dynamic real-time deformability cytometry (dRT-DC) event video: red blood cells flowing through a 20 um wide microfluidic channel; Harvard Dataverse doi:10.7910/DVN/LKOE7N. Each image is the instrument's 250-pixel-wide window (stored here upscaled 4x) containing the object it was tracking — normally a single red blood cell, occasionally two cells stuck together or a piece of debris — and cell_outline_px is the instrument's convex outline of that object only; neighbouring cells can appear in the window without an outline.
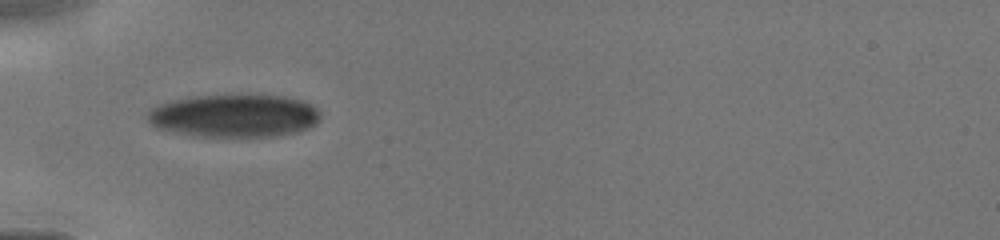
{"species": "human", "species_latin": "Homo sapiens", "temperature_condition": "cold", "stored_images_in_passage": 20, "camera_frame_rate_fps": 3000, "um_per_image_px": 0.085, "donor": {"sex": "male"}, "frame": {"image": 1, "passage_image": 1, "time_ms": 0.0, "image_size_px": [1000, 240], "cell_outline_px": [[320, 120], [316, 124], [308, 128], [296, 132], [276, 136], [196, 136], [156, 128], [144, 116], [152, 108], [160, 104], [172, 100], [192, 96], [284, 96], [300, 100], [312, 104], [320, 112]], "centroid_in_image_um": [19.92, 9.85], "position_along_channel_um": 65.1, "area_um2": 42.95}}
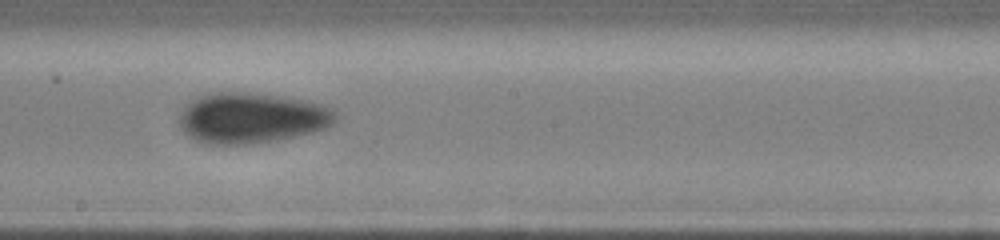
{"frame": {"image": 2, "passage_image": 8, "time_ms": 3.667, "image_size_px": [1000, 240], "cell_outline_px": [[336, 120], [332, 124], [324, 128], [312, 132], [276, 140], [248, 144], [204, 144], [188, 136], [184, 132], [180, 124], [180, 116], [184, 108], [192, 100], [200, 96], [216, 92], [248, 92], [280, 96], [308, 100], [336, 108]], "centroid_in_image_um": [21.42, 10.02], "position_along_channel_um": 226.8, "area_um2": 46.07}}
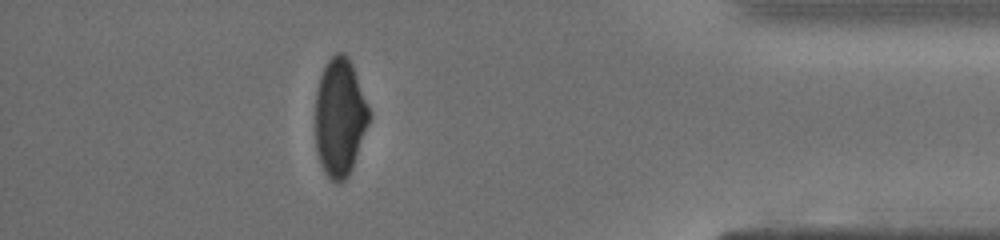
{"frame": {"image": 3, "passage_image": 17, "time_ms": 8.333, "image_size_px": [1000, 240], "cell_outline_px": [[372, 116], [352, 168], [348, 176], [340, 184], [336, 184], [324, 172], [320, 164], [316, 148], [316, 88], [324, 64], [336, 52], [344, 52], [348, 56], [352, 64], [368, 104]], "centroid_in_image_um": [28.89, 9.96], "position_along_channel_um": 406.3, "area_um2": 37.4}}